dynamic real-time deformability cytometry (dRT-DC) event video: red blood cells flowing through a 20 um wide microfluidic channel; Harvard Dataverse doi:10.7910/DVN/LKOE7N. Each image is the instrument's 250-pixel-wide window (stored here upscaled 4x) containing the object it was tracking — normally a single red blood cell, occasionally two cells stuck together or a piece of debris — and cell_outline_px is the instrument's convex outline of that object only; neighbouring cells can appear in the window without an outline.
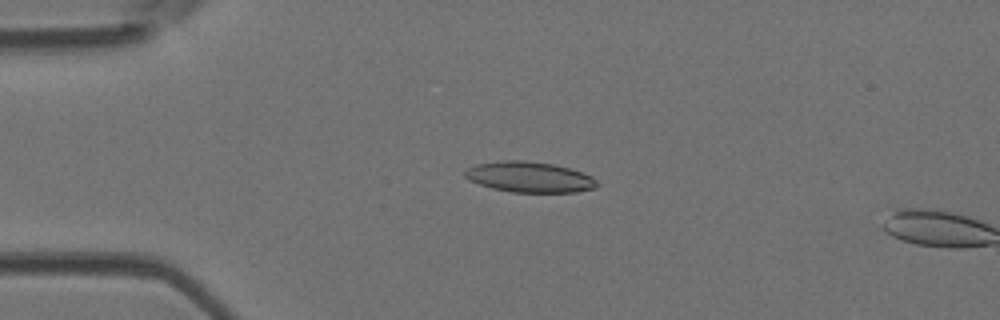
{"species": "Egyptian fruit bat (a non-hibernating species)", "species_latin": "Rousettus aegyptiacus", "temperature_condition": "room temperature", "stored_images_in_passage": 4, "camera_frame_rate_fps": 3000, "um_per_image_px": 0.085, "animal": {"sex": "female"}, "frame": {"image": 1, "passage_image": 3, "time_ms": 0.667, "image_size_px": [1000, 320], "cell_outline_px": [[600, 184], [596, 188], [576, 192], [512, 192], [492, 188], [468, 180], [464, 176], [464, 172], [468, 168], [476, 164], [504, 160], [524, 160], [552, 164], [568, 168], [592, 176]], "centroid_in_image_um": [45.01, 15.05], "position_along_channel_um": 40.0, "area_um2": 23.52}}